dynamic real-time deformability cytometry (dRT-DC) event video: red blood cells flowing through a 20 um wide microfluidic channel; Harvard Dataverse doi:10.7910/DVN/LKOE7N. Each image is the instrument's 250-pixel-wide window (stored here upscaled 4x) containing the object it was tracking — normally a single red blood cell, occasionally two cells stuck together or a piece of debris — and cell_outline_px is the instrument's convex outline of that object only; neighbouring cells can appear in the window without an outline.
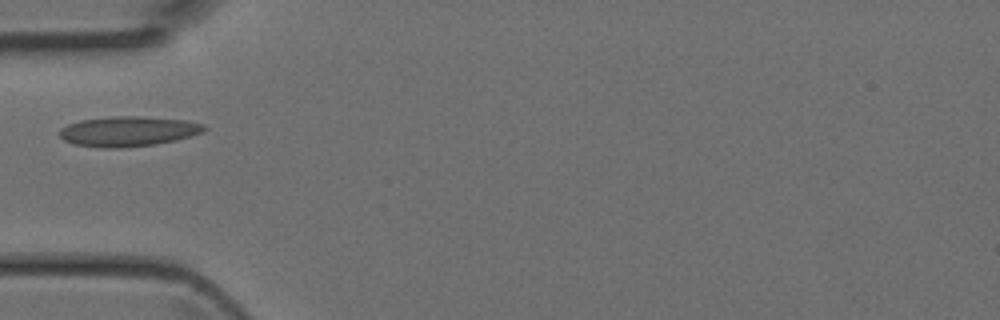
{"species": "Egyptian fruit bat (a non-hibernating species)", "species_latin": "Rousettus aegyptiacus", "temperature_condition": "room temperature", "stored_images_in_passage": 2, "camera_frame_rate_fps": 3000, "um_per_image_px": 0.085, "animal": {"sex": "female"}, "frame": {"image": 1, "passage_image": 1, "time_ms": 0.0, "image_size_px": [1000, 320], "cell_outline_px": [[208, 128], [204, 132], [192, 136], [176, 140], [156, 144], [120, 148], [104, 148], [72, 144], [64, 140], [60, 136], [60, 128], [68, 124], [80, 120], [112, 116], [140, 116], [184, 120], [204, 124]], "centroid_in_image_um": [10.91, 11.16], "position_along_channel_um": 74.1, "area_um2": 25.49}}
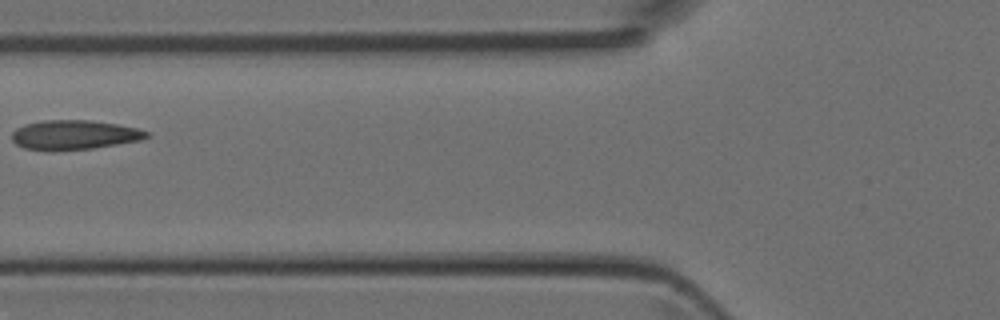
{"frame": {"image": 2, "passage_image": 2, "time_ms": 0.333, "image_size_px": [1000, 320], "cell_outline_px": [[152, 136], [140, 140], [92, 148], [52, 152], [24, 148], [16, 144], [12, 140], [12, 132], [16, 128], [24, 124], [44, 120], [92, 120], [116, 124], [136, 128], [152, 132]], "centroid_in_image_um": [6.3, 11.47], "position_along_channel_um": 119.5, "area_um2": 23.47}}